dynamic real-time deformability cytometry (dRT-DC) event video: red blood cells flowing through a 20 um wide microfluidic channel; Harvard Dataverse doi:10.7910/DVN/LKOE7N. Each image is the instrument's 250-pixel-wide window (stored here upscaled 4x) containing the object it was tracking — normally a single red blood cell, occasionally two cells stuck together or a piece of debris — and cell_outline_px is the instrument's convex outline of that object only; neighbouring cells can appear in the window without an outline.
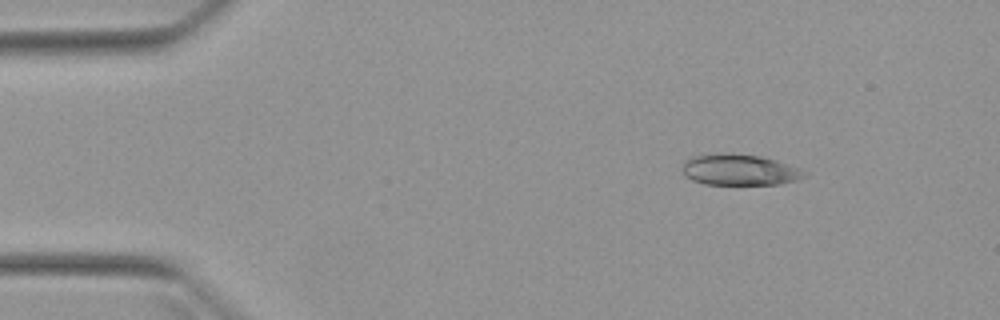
{"species": "Egyptian fruit bat (a non-hibernating species)", "species_latin": "Rousettus aegyptiacus", "temperature_condition": "warm", "stored_images_in_passage": 4, "camera_frame_rate_fps": 3000, "um_per_image_px": 0.085, "animal": {"sex": "female"}, "frame": {"image": 1, "passage_image": 1, "time_ms": 0.0, "image_size_px": [1000, 320], "cell_outline_px": [[808, 172], [800, 180], [780, 184], [704, 184], [692, 180], [684, 176], [680, 168], [692, 156], [720, 152], [728, 152], [760, 156], [776, 160], [800, 168]], "centroid_in_image_um": [62.86, 14.42], "position_along_channel_um": 22.1, "area_um2": 22.43}}
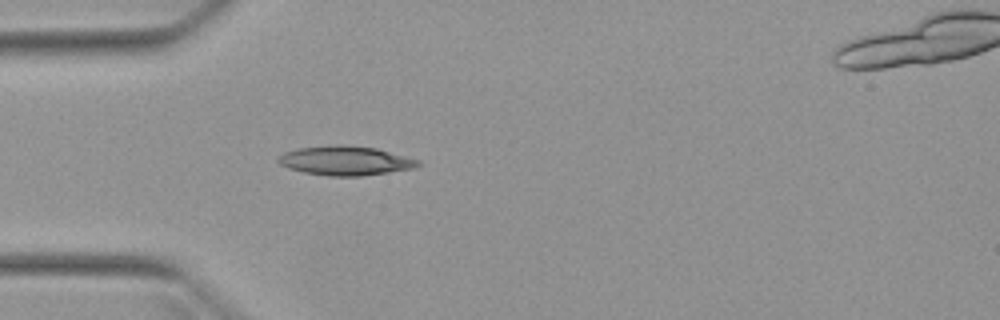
{"frame": {"image": 2, "passage_image": 3, "time_ms": 2.667, "image_size_px": [1000, 320], "cell_outline_px": [[420, 164], [412, 168], [388, 172], [360, 176], [328, 176], [304, 172], [288, 168], [280, 164], [276, 160], [284, 152], [296, 148], [336, 144], [340, 144], [376, 148], [420, 160]], "centroid_in_image_um": [29.32, 13.65], "position_along_channel_um": 55.7, "area_um2": 23.76}}